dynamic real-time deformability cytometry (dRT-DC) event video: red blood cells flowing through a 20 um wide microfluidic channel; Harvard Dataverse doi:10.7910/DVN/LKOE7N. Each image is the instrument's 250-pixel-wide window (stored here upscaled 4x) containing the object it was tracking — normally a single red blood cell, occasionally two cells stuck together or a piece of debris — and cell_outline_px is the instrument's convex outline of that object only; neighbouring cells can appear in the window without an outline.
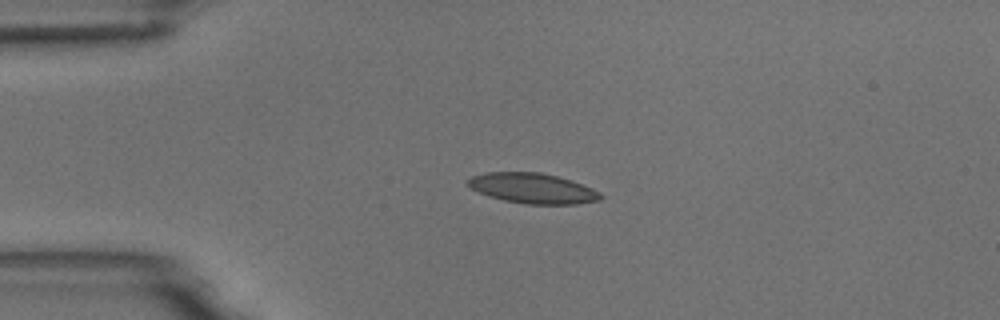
{"species": "common noctule bat (a hibernating species)", "species_latin": "Nyctalus noctula", "temperature_condition": "room temperature", "stored_images_in_passage": 5, "camera_frame_rate_fps": 3000, "um_per_image_px": 0.085, "animal": {"sex": "male", "body_mass_g": 18.8}, "frame": {"image": 1, "passage_image": 4, "time_ms": 3.333, "image_size_px": [1000, 320], "cell_outline_px": [[604, 196], [600, 200], [576, 204], [524, 204], [504, 200], [488, 196], [464, 184], [464, 180], [472, 176], [488, 172], [540, 172], [572, 180], [592, 188], [600, 192]], "centroid_in_image_um": [45.26, 16.0], "position_along_channel_um": 39.7, "area_um2": 23.52}}